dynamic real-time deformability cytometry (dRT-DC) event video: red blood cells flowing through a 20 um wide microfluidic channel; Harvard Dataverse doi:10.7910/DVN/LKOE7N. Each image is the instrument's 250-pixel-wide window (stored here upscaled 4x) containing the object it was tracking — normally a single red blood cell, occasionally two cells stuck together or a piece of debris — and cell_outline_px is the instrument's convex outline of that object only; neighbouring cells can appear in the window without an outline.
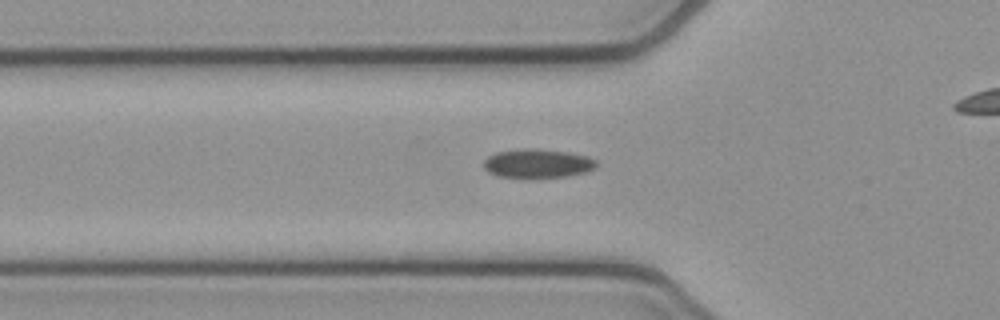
{"species": "common noctule bat (a hibernating species)", "species_latin": "Nyctalus noctula", "temperature_condition": "cold", "stored_images_in_passage": 28, "camera_frame_rate_fps": 3000, "um_per_image_px": 0.085, "animal": {"sex": "female", "body_mass_g": 21.9}, "frame": {"image": 1, "passage_image": 2, "time_ms": 0.333, "image_size_px": [1000, 320], "cell_outline_px": [[596, 168], [588, 172], [568, 176], [500, 176], [488, 172], [484, 168], [484, 160], [488, 156], [496, 152], [524, 148], [536, 148], [568, 152], [588, 156], [596, 160]], "centroid_in_image_um": [45.73, 13.86], "position_along_channel_um": 80.1, "area_um2": 18.73}}
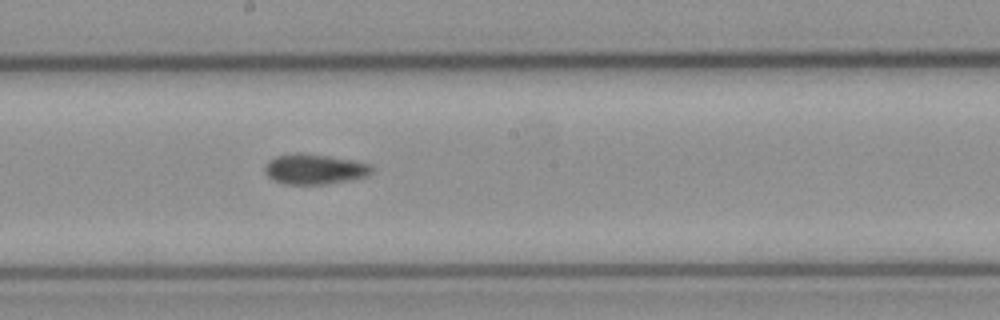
{"frame": {"image": 2, "passage_image": 13, "time_ms": 4.0, "image_size_px": [1000, 320], "cell_outline_px": [[372, 172], [368, 176], [352, 180], [328, 184], [284, 184], [272, 180], [264, 172], [264, 164], [268, 160], [276, 156], [296, 152], [300, 152], [328, 156], [352, 160], [372, 164]], "centroid_in_image_um": [26.72, 14.38], "position_along_channel_um": 221.5, "area_um2": 19.19}}
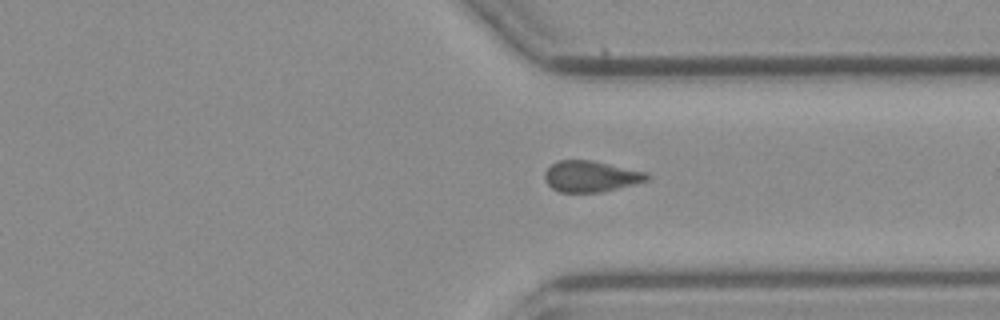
{"frame": {"image": 3, "passage_image": 24, "time_ms": 7.667, "image_size_px": [1000, 320], "cell_outline_px": [[652, 176], [648, 180], [600, 192], [560, 192], [552, 188], [544, 180], [544, 172], [556, 160], [592, 160], [648, 172]], "centroid_in_image_um": [50.21, 14.98], "position_along_channel_um": 361.2, "area_um2": 18.55}}